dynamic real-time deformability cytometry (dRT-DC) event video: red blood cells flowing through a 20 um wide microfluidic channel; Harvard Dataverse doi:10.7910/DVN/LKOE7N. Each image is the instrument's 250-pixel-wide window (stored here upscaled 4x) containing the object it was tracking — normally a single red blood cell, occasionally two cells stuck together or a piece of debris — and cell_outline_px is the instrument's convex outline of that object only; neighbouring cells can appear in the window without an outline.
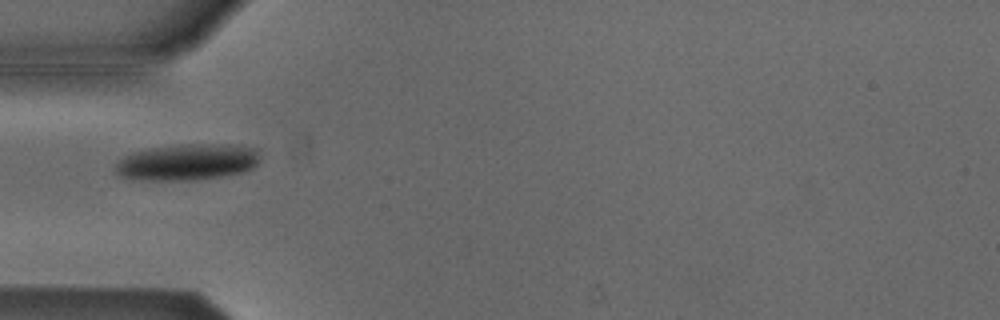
{"species": "Egyptian fruit bat (a non-hibernating species)", "species_latin": "Rousettus aegyptiacus", "temperature_condition": "cold", "stored_images_in_passage": 37, "camera_frame_rate_fps": 3000, "um_per_image_px": 0.085, "animal": {"sex": "male"}, "frame": {"image": 1, "passage_image": 1, "time_ms": 0.0, "image_size_px": [1000, 320], "cell_outline_px": [[260, 156], [256, 164], [252, 168], [244, 172], [196, 180], [140, 180], [120, 176], [116, 172], [116, 164], [124, 156], [132, 152], [148, 148], [180, 144], [228, 144], [256, 148]], "centroid_in_image_um": [15.92, 13.77], "position_along_channel_um": 69.1, "area_um2": 30.75}}
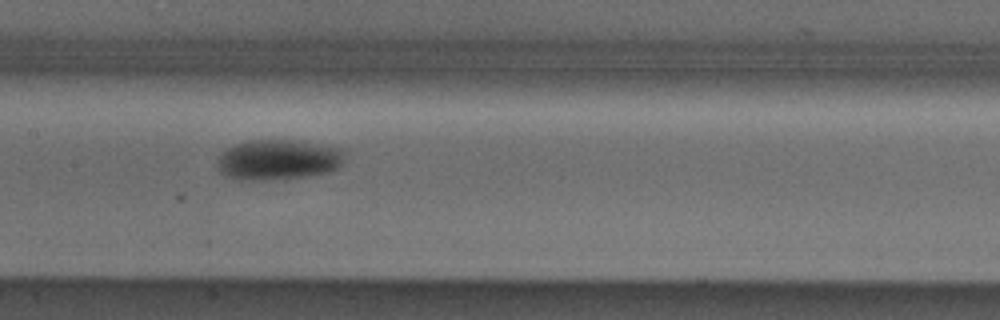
{"frame": {"image": 2, "passage_image": 10, "time_ms": 3.0, "image_size_px": [1000, 320], "cell_outline_px": [[344, 148], [340, 164], [336, 168], [328, 172], [284, 180], [236, 180], [224, 176], [216, 168], [216, 164], [220, 156], [228, 148], [236, 144], [248, 140], [300, 140]], "centroid_in_image_um": [23.61, 13.59], "position_along_channel_um": 183.8, "area_um2": 30.35}}
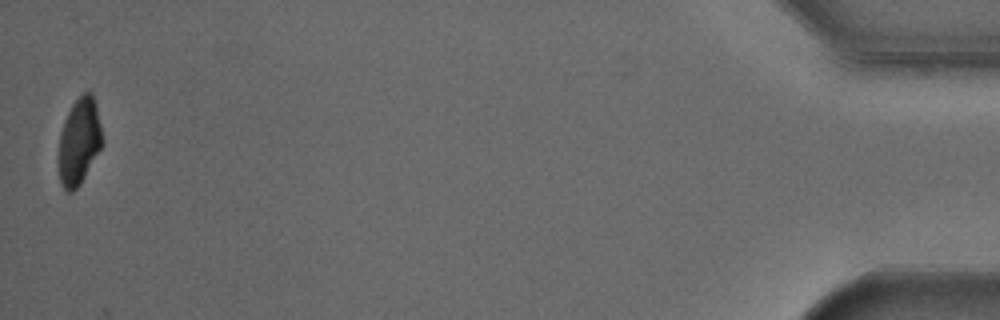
{"frame": {"image": 3, "passage_image": 37, "time_ms": 12.0, "image_size_px": [1000, 320], "cell_outline_px": [[104, 144], [80, 184], [72, 192], [68, 192], [60, 184], [56, 160], [56, 156], [60, 132], [64, 120], [72, 104], [84, 92], [92, 92], [96, 104], [104, 140]], "centroid_in_image_um": [6.7, 12.05], "position_along_channel_um": 428.5, "area_um2": 22.72}, "authors_computed_cell_mechanics": {"area_um2": 27.2816, "velocity_mm_per_s": 3.8181, "shape_relaxation_time_tau1_ms": 3.0202, "shape_relaxation_time_tau2_ms": null, "deformation_change_tau1": 0.106, "deformation_change_tau2": null}}